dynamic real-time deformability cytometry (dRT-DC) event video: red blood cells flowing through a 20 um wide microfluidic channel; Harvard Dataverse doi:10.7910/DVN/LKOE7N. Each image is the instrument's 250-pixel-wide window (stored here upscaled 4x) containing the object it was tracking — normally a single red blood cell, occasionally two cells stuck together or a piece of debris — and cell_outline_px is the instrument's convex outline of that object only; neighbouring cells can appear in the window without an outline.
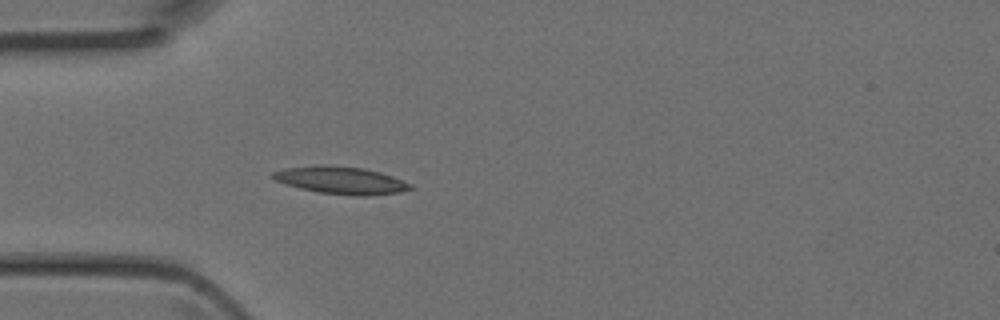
{"species": "Egyptian fruit bat (a non-hibernating species)", "species_latin": "Rousettus aegyptiacus", "temperature_condition": "room temperature", "stored_images_in_passage": 3, "camera_frame_rate_fps": 3000, "um_per_image_px": 0.085, "animal": {"sex": "female"}, "frame": {"image": 1, "passage_image": 3, "time_ms": 0.667, "image_size_px": [1000, 320], "cell_outline_px": [[412, 188], [400, 192], [368, 196], [356, 196], [320, 192], [300, 188], [276, 180], [268, 176], [272, 172], [284, 168], [320, 164], [324, 164], [364, 168], [380, 172], [392, 176], [412, 184]], "centroid_in_image_um": [28.96, 15.31], "position_along_channel_um": 56.0, "area_um2": 22.02}}